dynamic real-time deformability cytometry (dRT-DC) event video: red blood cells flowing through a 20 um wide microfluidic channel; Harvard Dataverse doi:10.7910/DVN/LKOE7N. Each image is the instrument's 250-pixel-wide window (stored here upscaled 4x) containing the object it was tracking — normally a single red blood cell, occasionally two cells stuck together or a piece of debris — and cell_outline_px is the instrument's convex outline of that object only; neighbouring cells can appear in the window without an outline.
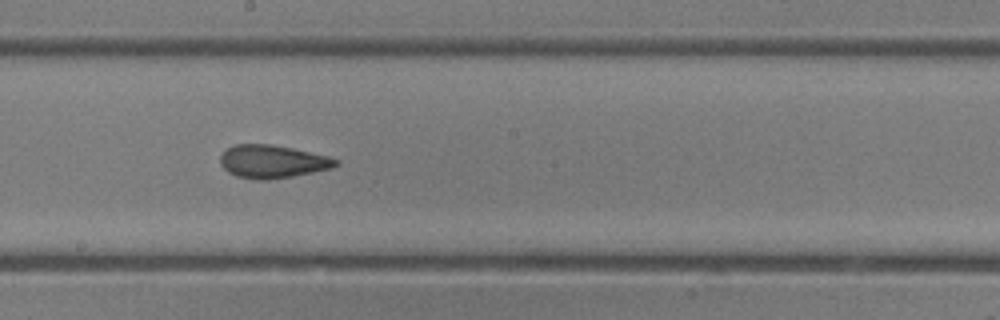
{"species": "common noctule bat (a hibernating species)", "species_latin": "Nyctalus noctula", "temperature_condition": "room temperature", "stored_images_in_passage": 23, "camera_frame_rate_fps": 3000, "um_per_image_px": 0.085, "animal": {"sex": "female"}, "frame": {"image": 1, "passage_image": 17, "time_ms": 5.333, "image_size_px": [1000, 320], "cell_outline_px": [[340, 164], [332, 168], [292, 176], [264, 180], [256, 180], [236, 176], [228, 172], [220, 164], [220, 156], [228, 148], [236, 144], [272, 144], [292, 148], [328, 156], [340, 160]], "centroid_in_image_um": [23.17, 13.73], "position_along_channel_um": 225.0, "area_um2": 22.2}}